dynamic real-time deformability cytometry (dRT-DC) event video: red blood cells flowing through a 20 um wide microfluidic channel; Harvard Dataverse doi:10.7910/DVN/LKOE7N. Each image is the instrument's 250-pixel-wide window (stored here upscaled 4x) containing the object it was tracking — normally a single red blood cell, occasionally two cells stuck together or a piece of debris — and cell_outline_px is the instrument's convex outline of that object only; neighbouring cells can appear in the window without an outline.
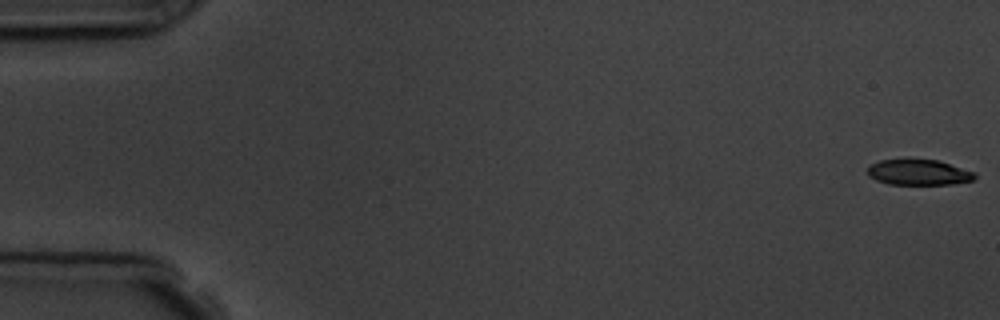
{"species": "common noctule bat (a hibernating species)", "species_latin": "Nyctalus noctula", "temperature_condition": "room temperature", "stored_images_in_passage": 15, "camera_frame_rate_fps": 3000, "um_per_image_px": 0.085, "animal": {"sex": "male", "body_mass_g": 19.5, "forearm_length_mm": 54.6}, "frame": {"image": 1, "passage_image": 1, "time_ms": 0.0, "image_size_px": [1000, 320], "cell_outline_px": [[976, 176], [972, 180], [952, 184], [888, 184], [876, 180], [868, 176], [868, 164], [880, 160], [908, 156], [940, 160], [976, 172]], "centroid_in_image_um": [78.04, 14.59], "position_along_channel_um": 7.0, "area_um2": 16.88}}
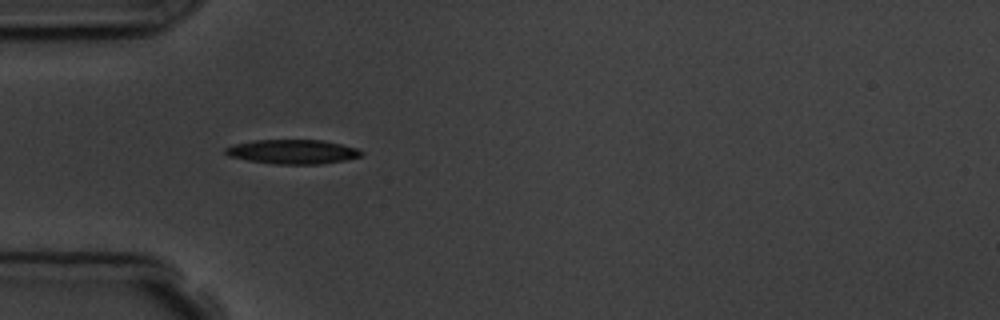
{"frame": {"image": 2, "passage_image": 5, "time_ms": 5.333, "image_size_px": [1000, 320], "cell_outline_px": [[364, 152], [360, 156], [344, 160], [320, 164], [272, 164], [248, 160], [228, 156], [224, 152], [224, 148], [236, 144], [256, 140], [324, 140], [356, 148]], "centroid_in_image_um": [24.86, 12.9], "position_along_channel_um": 60.1, "area_um2": 19.13}, "authors_computed_cell_mechanics": {"area_um2": 18.6116, "velocity_mm_per_s": 3.7936, "shape_relaxation_time_tau1_ms": 2.2748, "shape_relaxation_time_tau2_ms": 4.8057, "deformation_change_tau1": 0.125, "deformation_change_tau2": 0.1237}}